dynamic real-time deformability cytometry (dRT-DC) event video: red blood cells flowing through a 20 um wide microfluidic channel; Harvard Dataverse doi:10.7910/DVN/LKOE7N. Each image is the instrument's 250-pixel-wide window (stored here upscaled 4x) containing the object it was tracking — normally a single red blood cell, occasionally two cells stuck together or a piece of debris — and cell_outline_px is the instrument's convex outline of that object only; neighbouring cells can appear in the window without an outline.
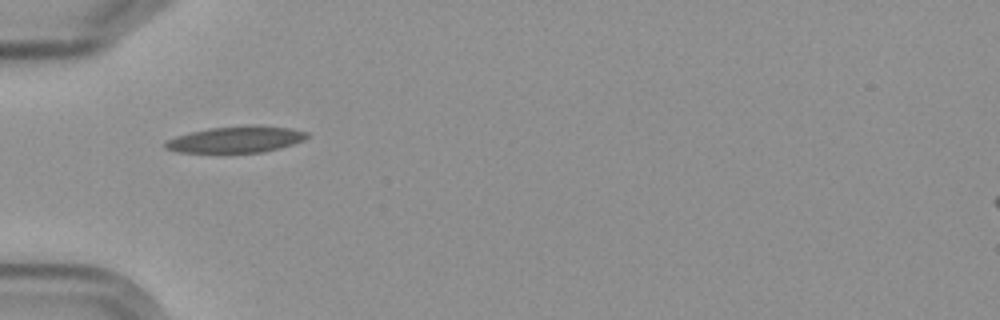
{"species": "Egyptian fruit bat (a non-hibernating species)", "species_latin": "Rousettus aegyptiacus", "temperature_condition": "cold", "stored_images_in_passage": 6, "camera_frame_rate_fps": 3000, "um_per_image_px": 0.085, "frame": {"image": 1, "passage_image": 1, "time_ms": 0.0, "image_size_px": [1000, 320], "cell_outline_px": [[308, 136], [304, 140], [292, 144], [260, 152], [180, 152], [164, 148], [164, 140], [176, 136], [208, 128], [244, 124], [260, 124], [292, 128], [308, 132]], "centroid_in_image_um": [20.06, 11.82], "position_along_channel_um": 64.9, "area_um2": 21.96}}
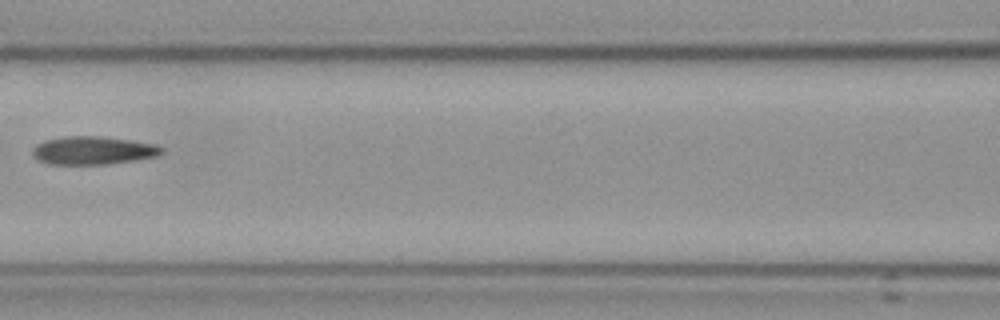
{"frame": {"image": 2, "passage_image": 3, "time_ms": 2.667, "image_size_px": [1000, 320], "cell_outline_px": [[164, 152], [156, 156], [108, 164], [48, 164], [40, 160], [32, 152], [32, 148], [36, 144], [44, 140], [64, 136], [104, 136], [156, 144], [164, 148]], "centroid_in_image_um": [7.91, 12.77], "position_along_channel_um": 158.7, "area_um2": 21.15}}
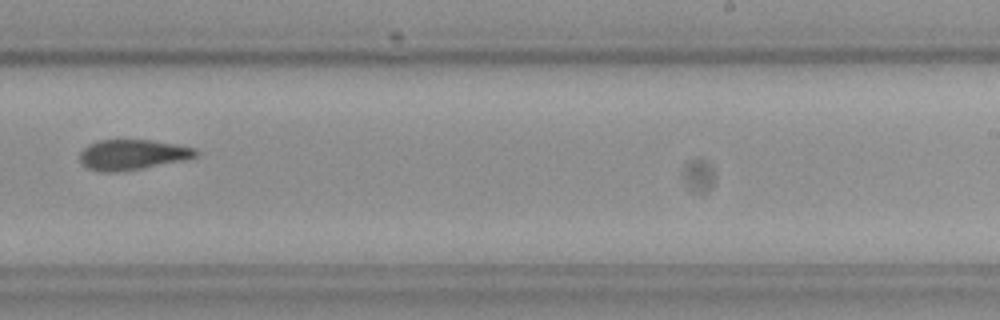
{"frame": {"image": 3, "passage_image": 6, "time_ms": 6.0, "image_size_px": [1000, 320], "cell_outline_px": [[200, 152], [196, 156], [184, 160], [120, 172], [100, 172], [88, 168], [80, 164], [80, 152], [88, 144], [100, 140], [152, 140], [196, 148]], "centroid_in_image_um": [11.23, 13.15], "position_along_channel_um": 277.8, "area_um2": 20.52}}